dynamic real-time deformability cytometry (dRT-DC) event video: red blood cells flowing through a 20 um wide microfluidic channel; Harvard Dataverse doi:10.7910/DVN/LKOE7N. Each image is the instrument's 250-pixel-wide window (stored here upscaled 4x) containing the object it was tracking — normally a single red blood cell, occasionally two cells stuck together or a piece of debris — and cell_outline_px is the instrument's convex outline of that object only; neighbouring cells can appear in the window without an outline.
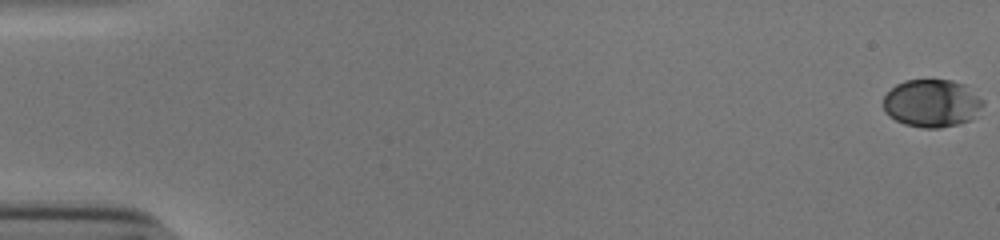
{"species": "human", "species_latin": "Homo sapiens", "temperature_condition": "cold", "stored_images_in_passage": 55, "camera_frame_rate_fps": 3000, "um_per_image_px": 0.085, "donor": {"sex": "male"}, "frame": {"image": 1, "passage_image": 1, "time_ms": 0.0, "image_size_px": [1000, 240], "cell_outline_px": [[984, 104], [976, 116], [968, 120], [956, 124], [940, 128], [924, 128], [904, 124], [888, 116], [884, 112], [884, 96], [896, 84], [904, 80], [952, 80], [964, 84], [984, 100]], "centroid_in_image_um": [79.2, 8.77], "position_along_channel_um": 5.8, "area_um2": 27.8}}
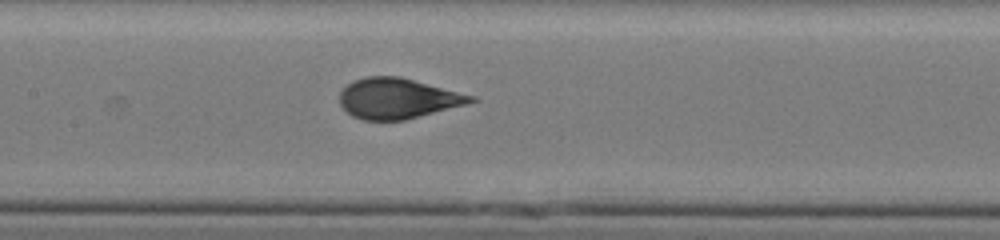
{"frame": {"image": 2, "passage_image": 28, "time_ms": 9.0, "image_size_px": [1000, 240], "cell_outline_px": [[476, 100], [468, 104], [404, 120], [364, 120], [352, 116], [340, 104], [340, 92], [352, 80], [364, 76], [400, 76], [476, 96]], "centroid_in_image_um": [33.81, 8.35], "position_along_channel_um": 173.6, "area_um2": 30.92}}
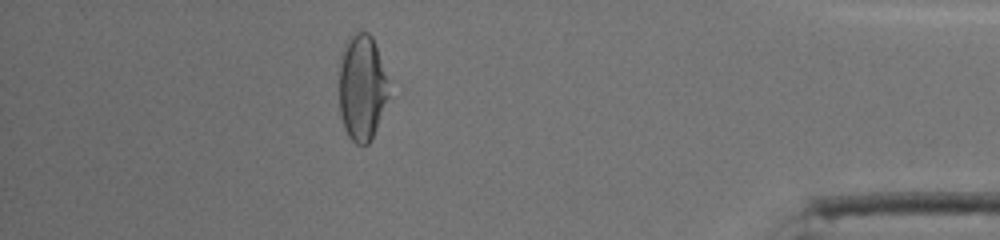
{"frame": {"image": 3, "passage_image": 49, "time_ms": 16.0, "image_size_px": [1000, 240], "cell_outline_px": [[388, 96], [376, 128], [368, 144], [356, 144], [348, 136], [344, 128], [340, 116], [340, 60], [344, 48], [348, 40], [356, 32], [368, 32], [372, 36], [388, 80]], "centroid_in_image_um": [30.76, 7.46], "position_along_channel_um": 404.4, "area_um2": 30.11}, "authors_computed_cell_mechanics": {"area_um2": 30.9808, "velocity_mm_per_s": 3.8787, "shape_relaxation_time_tau1_ms": 4.7926, "shape_relaxation_time_tau2_ms": null, "deformation_change_tau1": 0.1863, "deformation_change_tau2": null}}